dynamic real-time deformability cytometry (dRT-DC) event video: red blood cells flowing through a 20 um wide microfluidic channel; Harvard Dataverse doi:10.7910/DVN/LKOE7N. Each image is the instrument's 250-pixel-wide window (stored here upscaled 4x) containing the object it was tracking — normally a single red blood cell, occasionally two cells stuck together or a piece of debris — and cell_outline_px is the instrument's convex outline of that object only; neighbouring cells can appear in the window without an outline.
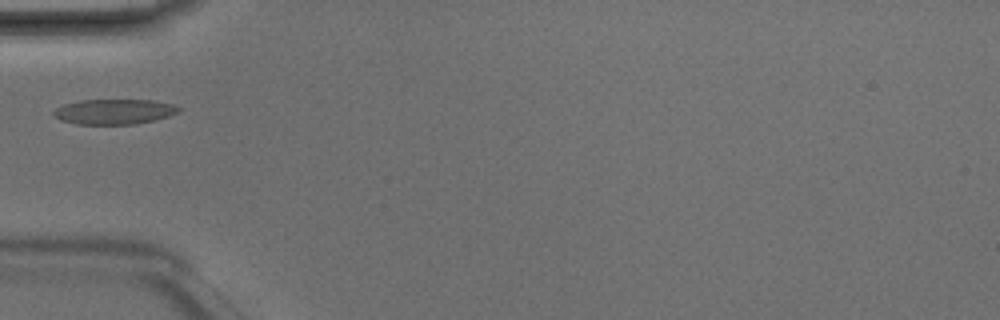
{"species": "Egyptian fruit bat (a non-hibernating species)", "species_latin": "Rousettus aegyptiacus", "temperature_condition": "room temperature", "stored_images_in_passage": 3, "camera_frame_rate_fps": 3000, "um_per_image_px": 0.085, "animal": {"sex": "male"}, "frame": {"image": 1, "passage_image": 3, "time_ms": 0.667, "image_size_px": [1000, 320], "cell_outline_px": [[180, 112], [168, 116], [136, 124], [76, 124], [60, 120], [52, 112], [56, 108], [64, 104], [80, 100], [152, 100], [172, 104], [180, 108]], "centroid_in_image_um": [9.69, 9.49], "position_along_channel_um": 75.3, "area_um2": 18.21}}